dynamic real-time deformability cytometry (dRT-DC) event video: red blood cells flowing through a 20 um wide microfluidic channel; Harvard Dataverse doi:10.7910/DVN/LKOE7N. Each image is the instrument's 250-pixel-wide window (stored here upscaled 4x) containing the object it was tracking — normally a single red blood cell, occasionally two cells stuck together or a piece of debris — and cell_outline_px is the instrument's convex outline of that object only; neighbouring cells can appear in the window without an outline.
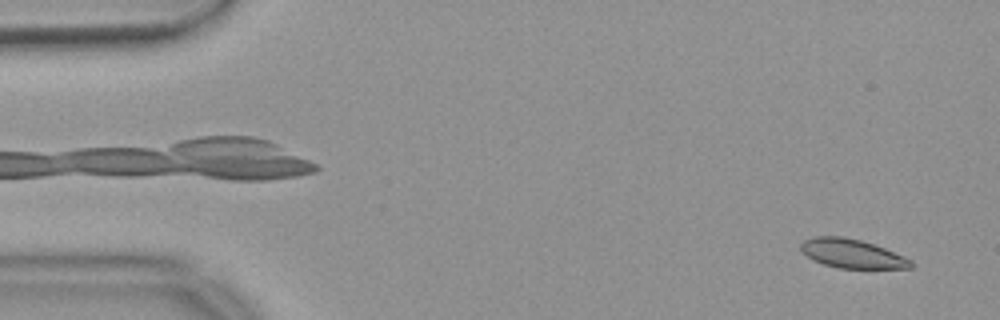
{"species": "common noctule bat (a hibernating species)", "species_latin": "Nyctalus noctula", "temperature_condition": "warm", "stored_images_in_passage": 55, "camera_frame_rate_fps": 3000, "um_per_image_px": 0.085, "animal": {"sex": "female", "body_mass_g": 18.4}, "frame": {"image": 1, "passage_image": 3, "time_ms": 0.667, "image_size_px": [1000, 320], "cell_outline_px": [[916, 264], [912, 268], [836, 268], [812, 260], [800, 248], [800, 244], [804, 240], [812, 236], [844, 236], [860, 240], [884, 248], [904, 256], [912, 260]], "centroid_in_image_um": [72.43, 21.56], "position_along_channel_um": 12.6, "area_um2": 18.61}}
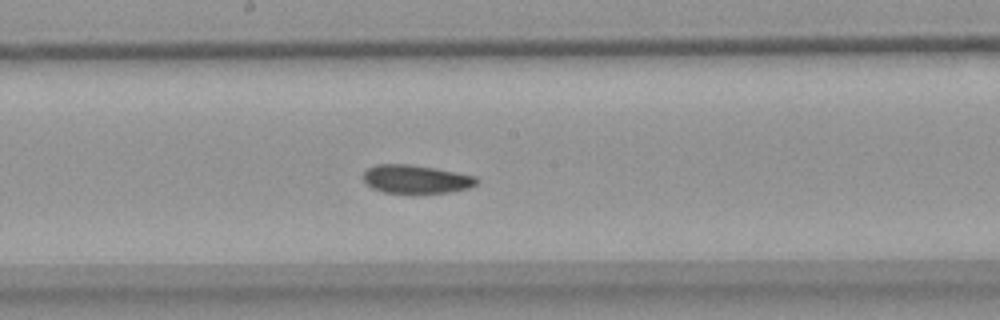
{"frame": {"image": 2, "passage_image": 29, "time_ms": 9.333, "image_size_px": [1000, 320], "cell_outline_px": [[480, 180], [476, 184], [468, 188], [448, 192], [412, 196], [384, 192], [372, 188], [364, 184], [364, 172], [368, 168], [376, 164], [408, 164], [436, 168], [476, 176]], "centroid_in_image_um": [35.35, 15.27], "position_along_channel_um": 212.9, "area_um2": 19.54}}
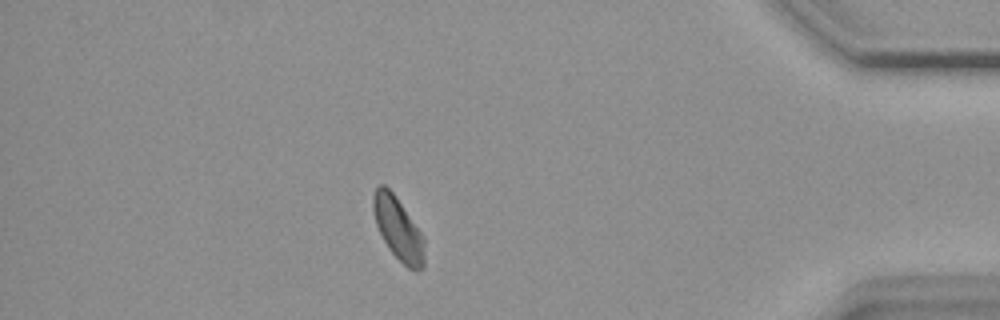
{"frame": {"image": 3, "passage_image": 48, "time_ms": 15.667, "image_size_px": [1000, 320], "cell_outline_px": [[424, 268], [416, 272], [408, 268], [388, 248], [376, 224], [372, 212], [372, 196], [376, 188], [380, 184], [384, 184], [396, 196], [424, 236]], "centroid_in_image_um": [33.85, 19.44], "position_along_channel_um": 401.4, "area_um2": 18.84}, "authors_computed_cell_mechanics": {"area_um2": 19.1896, "velocity_mm_per_s": 3.6502, "shape_relaxation_time_tau1_ms": null, "shape_relaxation_time_tau2_ms": 5.782, "deformation_change_tau1": null, "deformation_change_tau2": 0.0904}}